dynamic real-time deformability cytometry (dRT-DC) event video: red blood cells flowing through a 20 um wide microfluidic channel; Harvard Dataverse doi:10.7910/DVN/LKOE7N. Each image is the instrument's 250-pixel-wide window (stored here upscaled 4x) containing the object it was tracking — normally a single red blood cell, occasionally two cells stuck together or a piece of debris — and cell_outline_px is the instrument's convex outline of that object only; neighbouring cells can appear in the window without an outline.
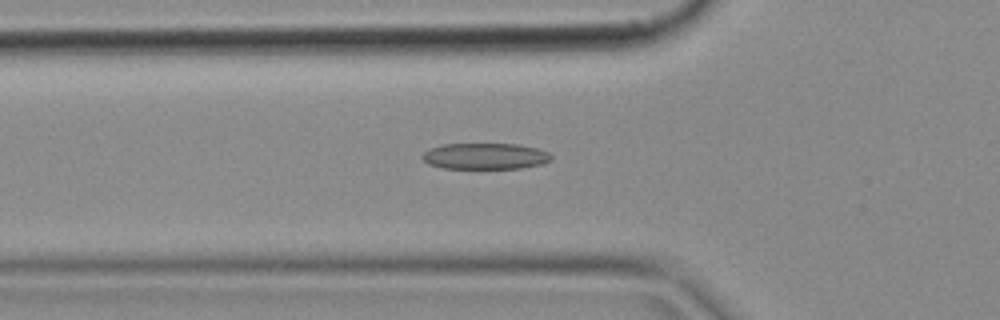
{"species": "common noctule bat (a hibernating species)", "species_latin": "Nyctalus noctula", "temperature_condition": "cold", "stored_images_in_passage": 49, "camera_frame_rate_fps": 3000, "um_per_image_px": 0.085, "animal": {"sex": "female", "body_mass_g": 18.4}, "frame": {"image": 1, "passage_image": 16, "time_ms": 5.0, "image_size_px": [1000, 320], "cell_outline_px": [[552, 160], [540, 164], [520, 168], [440, 168], [428, 164], [420, 156], [428, 148], [444, 144], [520, 144], [536, 148], [548, 152], [552, 156]], "centroid_in_image_um": [41.21, 13.27], "position_along_channel_um": 84.6, "area_um2": 19.71}}
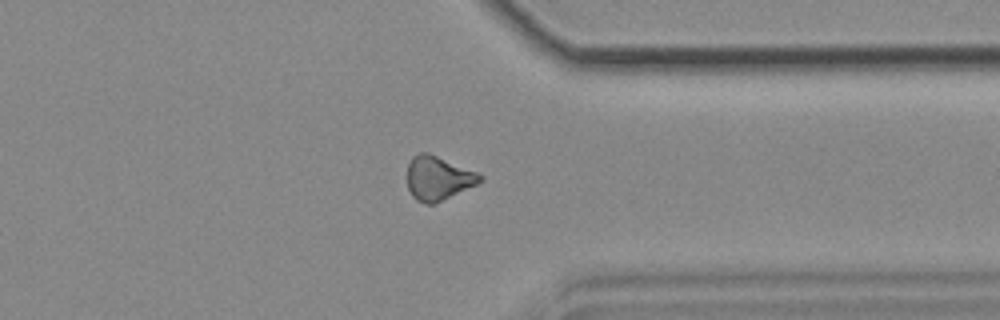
{"frame": {"image": 2, "passage_image": 38, "time_ms": 12.333, "image_size_px": [1000, 320], "cell_outline_px": [[484, 180], [476, 184], [432, 204], [424, 204], [416, 200], [412, 196], [408, 188], [408, 164], [412, 156], [420, 152], [428, 152], [476, 172], [484, 176]], "centroid_in_image_um": [37.21, 15.13], "position_along_channel_um": 374.2, "area_um2": 18.38}}
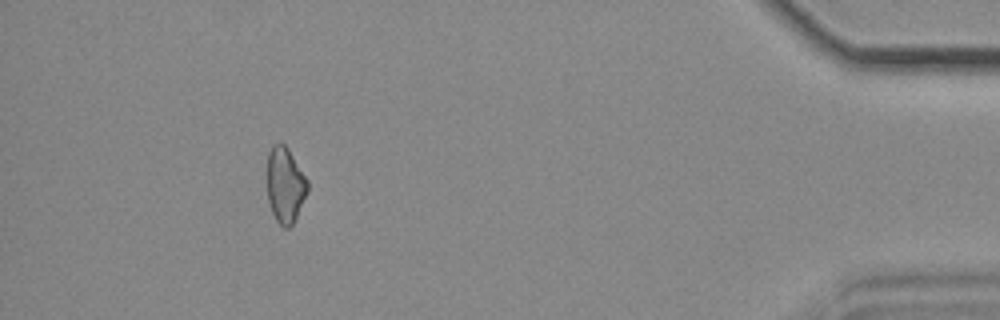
{"frame": {"image": 3, "passage_image": 45, "time_ms": 14.667, "image_size_px": [1000, 320], "cell_outline_px": [[308, 192], [292, 224], [288, 228], [284, 228], [276, 220], [272, 212], [268, 200], [268, 152], [272, 144], [280, 140], [288, 148], [308, 180]], "centroid_in_image_um": [24.24, 15.68], "position_along_channel_um": 411.0, "area_um2": 17.8}}